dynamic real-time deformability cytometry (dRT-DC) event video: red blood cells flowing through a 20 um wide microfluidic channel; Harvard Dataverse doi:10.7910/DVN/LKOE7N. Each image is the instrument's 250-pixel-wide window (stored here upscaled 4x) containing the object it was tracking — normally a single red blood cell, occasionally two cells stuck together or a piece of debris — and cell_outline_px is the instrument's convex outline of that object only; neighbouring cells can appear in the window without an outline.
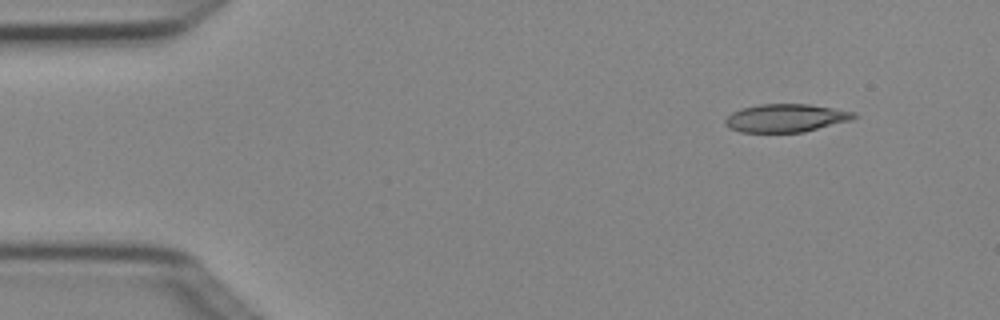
{"species": "Egyptian fruit bat (a non-hibernating species)", "species_latin": "Rousettus aegyptiacus", "temperature_condition": "cold", "stored_images_in_passage": 4, "camera_frame_rate_fps": 3000, "um_per_image_px": 0.085, "animal": {"sex": "female"}, "frame": {"image": 1, "passage_image": 2, "time_ms": 0.333, "image_size_px": [1000, 320], "cell_outline_px": [[860, 116], [852, 120], [804, 132], [740, 132], [724, 124], [724, 120], [732, 112], [740, 108], [760, 104], [808, 104], [856, 112]], "centroid_in_image_um": [66.83, 10.03], "position_along_channel_um": 18.2, "area_um2": 21.15}}